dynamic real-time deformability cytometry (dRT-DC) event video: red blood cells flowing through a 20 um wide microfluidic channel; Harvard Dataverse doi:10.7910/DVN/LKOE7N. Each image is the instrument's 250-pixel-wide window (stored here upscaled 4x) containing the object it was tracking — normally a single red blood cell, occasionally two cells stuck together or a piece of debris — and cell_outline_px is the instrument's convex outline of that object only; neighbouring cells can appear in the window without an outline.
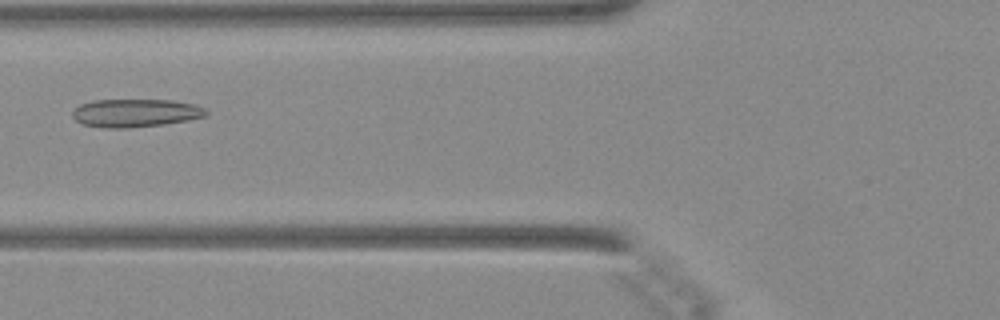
{"species": "Egyptian fruit bat (a non-hibernating species)", "species_latin": "Rousettus aegyptiacus", "temperature_condition": "warm", "stored_images_in_passage": 48, "camera_frame_rate_fps": 3000, "um_per_image_px": 0.085, "animal": {"sex": "female"}, "frame": {"image": 1, "passage_image": 19, "time_ms": 6.0, "image_size_px": [1000, 320], "cell_outline_px": [[208, 112], [204, 116], [188, 120], [164, 124], [124, 128], [104, 128], [84, 124], [76, 120], [72, 116], [72, 112], [80, 104], [92, 100], [172, 100], [196, 104], [204, 108]], "centroid_in_image_um": [11.51, 9.59], "position_along_channel_um": 114.3, "area_um2": 21.79}}
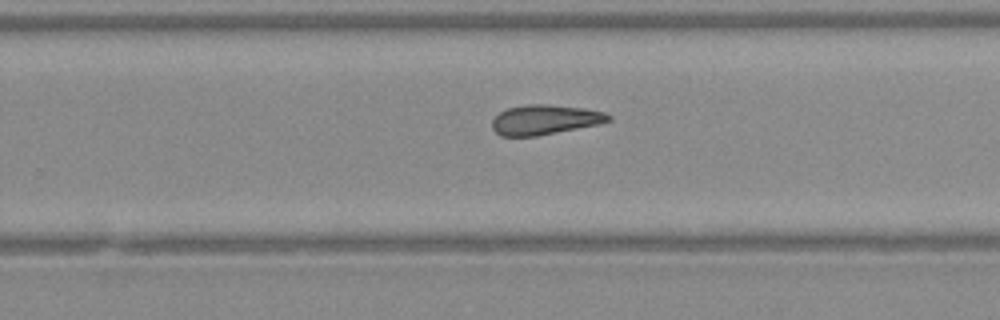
{"frame": {"image": 2, "passage_image": 31, "time_ms": 10.0, "image_size_px": [1000, 320], "cell_outline_px": [[612, 120], [600, 124], [536, 136], [500, 136], [492, 128], [492, 120], [500, 112], [508, 108], [528, 104], [544, 104], [584, 108], [604, 112], [612, 116]], "centroid_in_image_um": [46.33, 10.18], "position_along_channel_um": 283.5, "area_um2": 20.17}}
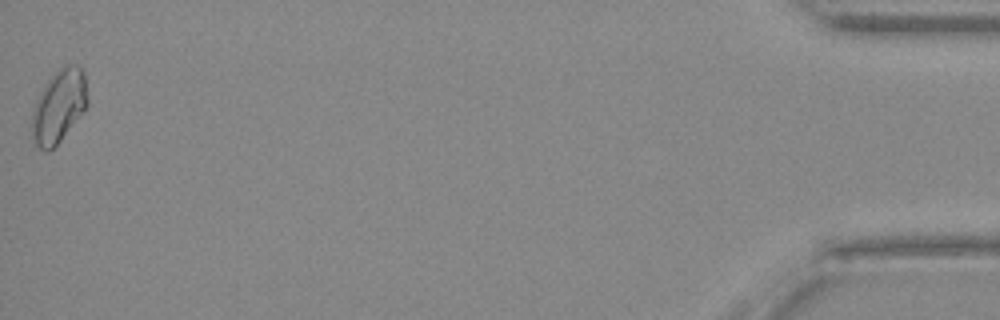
{"frame": {"image": 3, "passage_image": 48, "time_ms": 15.667, "image_size_px": [1000, 320], "cell_outline_px": [[88, 104], [60, 140], [48, 152], [40, 148], [36, 144], [32, 136], [32, 112], [36, 100], [44, 84], [64, 64], [76, 64], [84, 72], [88, 100]], "centroid_in_image_um": [5.0, 8.99], "position_along_channel_um": 430.2, "area_um2": 23.24}}